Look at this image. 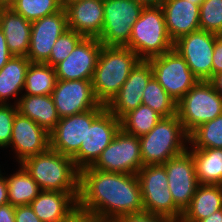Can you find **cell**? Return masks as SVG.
Returning a JSON list of instances; mask_svg holds the SVG:
<instances>
[{"instance_id":"6da1fadb","label":"cell","mask_w":222,"mask_h":222,"mask_svg":"<svg viewBox=\"0 0 222 222\" xmlns=\"http://www.w3.org/2000/svg\"><path fill=\"white\" fill-rule=\"evenodd\" d=\"M78 208L114 222L144 211L137 174L86 167L80 171Z\"/></svg>"},{"instance_id":"7a4b0ae2","label":"cell","mask_w":222,"mask_h":222,"mask_svg":"<svg viewBox=\"0 0 222 222\" xmlns=\"http://www.w3.org/2000/svg\"><path fill=\"white\" fill-rule=\"evenodd\" d=\"M140 60L128 47L103 45L91 80L96 99L107 105Z\"/></svg>"},{"instance_id":"3957f363","label":"cell","mask_w":222,"mask_h":222,"mask_svg":"<svg viewBox=\"0 0 222 222\" xmlns=\"http://www.w3.org/2000/svg\"><path fill=\"white\" fill-rule=\"evenodd\" d=\"M20 164L43 191L79 192L80 171L73 159L50 147Z\"/></svg>"},{"instance_id":"277c9868","label":"cell","mask_w":222,"mask_h":222,"mask_svg":"<svg viewBox=\"0 0 222 222\" xmlns=\"http://www.w3.org/2000/svg\"><path fill=\"white\" fill-rule=\"evenodd\" d=\"M143 166L164 164L174 156L184 152V141L188 134L183 129L178 115L162 117L147 134L139 137ZM187 140V141H186Z\"/></svg>"},{"instance_id":"5b68a950","label":"cell","mask_w":222,"mask_h":222,"mask_svg":"<svg viewBox=\"0 0 222 222\" xmlns=\"http://www.w3.org/2000/svg\"><path fill=\"white\" fill-rule=\"evenodd\" d=\"M135 52L141 60L162 55L174 49L165 23L161 6L144 7L132 27V33L126 46Z\"/></svg>"},{"instance_id":"8992f818","label":"cell","mask_w":222,"mask_h":222,"mask_svg":"<svg viewBox=\"0 0 222 222\" xmlns=\"http://www.w3.org/2000/svg\"><path fill=\"white\" fill-rule=\"evenodd\" d=\"M222 114V97L209 81L199 80L178 102L177 115L189 135Z\"/></svg>"},{"instance_id":"52a82bcc","label":"cell","mask_w":222,"mask_h":222,"mask_svg":"<svg viewBox=\"0 0 222 222\" xmlns=\"http://www.w3.org/2000/svg\"><path fill=\"white\" fill-rule=\"evenodd\" d=\"M137 177L145 212L181 220L183 212L173 201L163 164L145 165L137 172Z\"/></svg>"},{"instance_id":"ba28073f","label":"cell","mask_w":222,"mask_h":222,"mask_svg":"<svg viewBox=\"0 0 222 222\" xmlns=\"http://www.w3.org/2000/svg\"><path fill=\"white\" fill-rule=\"evenodd\" d=\"M103 29L97 39L105 46L126 47L144 6L136 0H103Z\"/></svg>"},{"instance_id":"9c48e42d","label":"cell","mask_w":222,"mask_h":222,"mask_svg":"<svg viewBox=\"0 0 222 222\" xmlns=\"http://www.w3.org/2000/svg\"><path fill=\"white\" fill-rule=\"evenodd\" d=\"M148 61L153 77L176 102L199 81L184 58L174 49Z\"/></svg>"},{"instance_id":"30bf717a","label":"cell","mask_w":222,"mask_h":222,"mask_svg":"<svg viewBox=\"0 0 222 222\" xmlns=\"http://www.w3.org/2000/svg\"><path fill=\"white\" fill-rule=\"evenodd\" d=\"M91 167L107 172L137 174L143 167L139 137L120 128Z\"/></svg>"},{"instance_id":"8fae6325","label":"cell","mask_w":222,"mask_h":222,"mask_svg":"<svg viewBox=\"0 0 222 222\" xmlns=\"http://www.w3.org/2000/svg\"><path fill=\"white\" fill-rule=\"evenodd\" d=\"M120 129V120L107 108L92 122L87 124L85 141L79 152L72 158L76 168L81 171L91 167L101 152L112 142Z\"/></svg>"},{"instance_id":"7c38bea8","label":"cell","mask_w":222,"mask_h":222,"mask_svg":"<svg viewBox=\"0 0 222 222\" xmlns=\"http://www.w3.org/2000/svg\"><path fill=\"white\" fill-rule=\"evenodd\" d=\"M216 37L215 33L199 29L174 42V50L184 58L192 73L199 80L208 81L212 77Z\"/></svg>"},{"instance_id":"4fadbf2b","label":"cell","mask_w":222,"mask_h":222,"mask_svg":"<svg viewBox=\"0 0 222 222\" xmlns=\"http://www.w3.org/2000/svg\"><path fill=\"white\" fill-rule=\"evenodd\" d=\"M105 109L106 105L100 104L95 109L61 118L49 134L50 148L73 158L85 141L87 124H92Z\"/></svg>"},{"instance_id":"5bb4252c","label":"cell","mask_w":222,"mask_h":222,"mask_svg":"<svg viewBox=\"0 0 222 222\" xmlns=\"http://www.w3.org/2000/svg\"><path fill=\"white\" fill-rule=\"evenodd\" d=\"M163 165L167 172L168 188L173 201L184 212L199 186L192 153L186 149Z\"/></svg>"},{"instance_id":"9a60e30c","label":"cell","mask_w":222,"mask_h":222,"mask_svg":"<svg viewBox=\"0 0 222 222\" xmlns=\"http://www.w3.org/2000/svg\"><path fill=\"white\" fill-rule=\"evenodd\" d=\"M58 116L61 118L97 108L91 80H57L51 93Z\"/></svg>"},{"instance_id":"2e32d148","label":"cell","mask_w":222,"mask_h":222,"mask_svg":"<svg viewBox=\"0 0 222 222\" xmlns=\"http://www.w3.org/2000/svg\"><path fill=\"white\" fill-rule=\"evenodd\" d=\"M68 30L64 7L51 15L31 22V37L27 58L31 63H46L57 39Z\"/></svg>"},{"instance_id":"e0dca14e","label":"cell","mask_w":222,"mask_h":222,"mask_svg":"<svg viewBox=\"0 0 222 222\" xmlns=\"http://www.w3.org/2000/svg\"><path fill=\"white\" fill-rule=\"evenodd\" d=\"M102 43L95 37H84L70 55L54 66L57 79L92 80Z\"/></svg>"},{"instance_id":"ac0fdd59","label":"cell","mask_w":222,"mask_h":222,"mask_svg":"<svg viewBox=\"0 0 222 222\" xmlns=\"http://www.w3.org/2000/svg\"><path fill=\"white\" fill-rule=\"evenodd\" d=\"M153 77L148 60H140L131 70L129 77L106 108L119 120L142 104L143 90Z\"/></svg>"},{"instance_id":"d6986e66","label":"cell","mask_w":222,"mask_h":222,"mask_svg":"<svg viewBox=\"0 0 222 222\" xmlns=\"http://www.w3.org/2000/svg\"><path fill=\"white\" fill-rule=\"evenodd\" d=\"M10 145L17 152L18 162L22 163L26 158L43 153L50 147L49 133L18 112L13 121Z\"/></svg>"},{"instance_id":"ffe728a7","label":"cell","mask_w":222,"mask_h":222,"mask_svg":"<svg viewBox=\"0 0 222 222\" xmlns=\"http://www.w3.org/2000/svg\"><path fill=\"white\" fill-rule=\"evenodd\" d=\"M67 14L68 29L84 37L97 38L103 29V0H83L67 3L64 6Z\"/></svg>"},{"instance_id":"44dd1931","label":"cell","mask_w":222,"mask_h":222,"mask_svg":"<svg viewBox=\"0 0 222 222\" xmlns=\"http://www.w3.org/2000/svg\"><path fill=\"white\" fill-rule=\"evenodd\" d=\"M79 192L41 191L30 203L42 222H65L78 207Z\"/></svg>"},{"instance_id":"7402d4cb","label":"cell","mask_w":222,"mask_h":222,"mask_svg":"<svg viewBox=\"0 0 222 222\" xmlns=\"http://www.w3.org/2000/svg\"><path fill=\"white\" fill-rule=\"evenodd\" d=\"M161 7L168 35L173 42L200 29V6L186 0H165Z\"/></svg>"},{"instance_id":"603a6c76","label":"cell","mask_w":222,"mask_h":222,"mask_svg":"<svg viewBox=\"0 0 222 222\" xmlns=\"http://www.w3.org/2000/svg\"><path fill=\"white\" fill-rule=\"evenodd\" d=\"M0 29L12 55L27 57L31 37V22L12 8L0 9Z\"/></svg>"},{"instance_id":"cb8c5ba5","label":"cell","mask_w":222,"mask_h":222,"mask_svg":"<svg viewBox=\"0 0 222 222\" xmlns=\"http://www.w3.org/2000/svg\"><path fill=\"white\" fill-rule=\"evenodd\" d=\"M17 101L18 112L30 118L49 134L60 120L51 95H22Z\"/></svg>"},{"instance_id":"d4e9b609","label":"cell","mask_w":222,"mask_h":222,"mask_svg":"<svg viewBox=\"0 0 222 222\" xmlns=\"http://www.w3.org/2000/svg\"><path fill=\"white\" fill-rule=\"evenodd\" d=\"M222 209V185L199 184L180 222H199Z\"/></svg>"},{"instance_id":"484cf974","label":"cell","mask_w":222,"mask_h":222,"mask_svg":"<svg viewBox=\"0 0 222 222\" xmlns=\"http://www.w3.org/2000/svg\"><path fill=\"white\" fill-rule=\"evenodd\" d=\"M199 184L222 185V149L190 150Z\"/></svg>"},{"instance_id":"4316f807","label":"cell","mask_w":222,"mask_h":222,"mask_svg":"<svg viewBox=\"0 0 222 222\" xmlns=\"http://www.w3.org/2000/svg\"><path fill=\"white\" fill-rule=\"evenodd\" d=\"M30 63L26 56H13L0 69V103L6 104L9 97H16L18 92L24 90Z\"/></svg>"},{"instance_id":"83f0119b","label":"cell","mask_w":222,"mask_h":222,"mask_svg":"<svg viewBox=\"0 0 222 222\" xmlns=\"http://www.w3.org/2000/svg\"><path fill=\"white\" fill-rule=\"evenodd\" d=\"M20 167L18 172L6 177L9 203L14 206L30 205L42 191L22 164Z\"/></svg>"},{"instance_id":"f1b7e54d","label":"cell","mask_w":222,"mask_h":222,"mask_svg":"<svg viewBox=\"0 0 222 222\" xmlns=\"http://www.w3.org/2000/svg\"><path fill=\"white\" fill-rule=\"evenodd\" d=\"M57 80L54 67L45 63H30L25 77V95H51Z\"/></svg>"},{"instance_id":"f546056e","label":"cell","mask_w":222,"mask_h":222,"mask_svg":"<svg viewBox=\"0 0 222 222\" xmlns=\"http://www.w3.org/2000/svg\"><path fill=\"white\" fill-rule=\"evenodd\" d=\"M161 118L152 108L141 104L120 119V128L128 134L140 137L149 133Z\"/></svg>"},{"instance_id":"4dcf8cb0","label":"cell","mask_w":222,"mask_h":222,"mask_svg":"<svg viewBox=\"0 0 222 222\" xmlns=\"http://www.w3.org/2000/svg\"><path fill=\"white\" fill-rule=\"evenodd\" d=\"M142 104L149 106L162 117H171L177 114V102L152 77L143 90Z\"/></svg>"},{"instance_id":"1f68e13d","label":"cell","mask_w":222,"mask_h":222,"mask_svg":"<svg viewBox=\"0 0 222 222\" xmlns=\"http://www.w3.org/2000/svg\"><path fill=\"white\" fill-rule=\"evenodd\" d=\"M188 142L194 148L222 149V114L215 119L205 122L194 129L189 135Z\"/></svg>"},{"instance_id":"d6a6232c","label":"cell","mask_w":222,"mask_h":222,"mask_svg":"<svg viewBox=\"0 0 222 222\" xmlns=\"http://www.w3.org/2000/svg\"><path fill=\"white\" fill-rule=\"evenodd\" d=\"M63 8L61 0H16L12 9L33 22L54 14Z\"/></svg>"},{"instance_id":"836d02e7","label":"cell","mask_w":222,"mask_h":222,"mask_svg":"<svg viewBox=\"0 0 222 222\" xmlns=\"http://www.w3.org/2000/svg\"><path fill=\"white\" fill-rule=\"evenodd\" d=\"M83 38V35L76 33L74 30H66L55 42L50 58L45 64L54 67L64 61Z\"/></svg>"},{"instance_id":"e575fe53","label":"cell","mask_w":222,"mask_h":222,"mask_svg":"<svg viewBox=\"0 0 222 222\" xmlns=\"http://www.w3.org/2000/svg\"><path fill=\"white\" fill-rule=\"evenodd\" d=\"M222 28V0H204L200 6V29L217 34Z\"/></svg>"},{"instance_id":"d590c367","label":"cell","mask_w":222,"mask_h":222,"mask_svg":"<svg viewBox=\"0 0 222 222\" xmlns=\"http://www.w3.org/2000/svg\"><path fill=\"white\" fill-rule=\"evenodd\" d=\"M18 113L17 105L0 103V147L10 145L13 121Z\"/></svg>"},{"instance_id":"8d00e7d4","label":"cell","mask_w":222,"mask_h":222,"mask_svg":"<svg viewBox=\"0 0 222 222\" xmlns=\"http://www.w3.org/2000/svg\"><path fill=\"white\" fill-rule=\"evenodd\" d=\"M114 222H180V220L143 211L121 216Z\"/></svg>"},{"instance_id":"74e56055","label":"cell","mask_w":222,"mask_h":222,"mask_svg":"<svg viewBox=\"0 0 222 222\" xmlns=\"http://www.w3.org/2000/svg\"><path fill=\"white\" fill-rule=\"evenodd\" d=\"M15 222H42L30 205L15 206Z\"/></svg>"},{"instance_id":"f35d334b","label":"cell","mask_w":222,"mask_h":222,"mask_svg":"<svg viewBox=\"0 0 222 222\" xmlns=\"http://www.w3.org/2000/svg\"><path fill=\"white\" fill-rule=\"evenodd\" d=\"M65 222H108V221L102 219L96 214L80 210L77 207V209L67 218Z\"/></svg>"},{"instance_id":"ab89813d","label":"cell","mask_w":222,"mask_h":222,"mask_svg":"<svg viewBox=\"0 0 222 222\" xmlns=\"http://www.w3.org/2000/svg\"><path fill=\"white\" fill-rule=\"evenodd\" d=\"M219 72H222V40L216 37L212 60V76Z\"/></svg>"},{"instance_id":"60d3db41","label":"cell","mask_w":222,"mask_h":222,"mask_svg":"<svg viewBox=\"0 0 222 222\" xmlns=\"http://www.w3.org/2000/svg\"><path fill=\"white\" fill-rule=\"evenodd\" d=\"M13 57L7 47L6 38L0 29V69Z\"/></svg>"},{"instance_id":"b9f144b4","label":"cell","mask_w":222,"mask_h":222,"mask_svg":"<svg viewBox=\"0 0 222 222\" xmlns=\"http://www.w3.org/2000/svg\"><path fill=\"white\" fill-rule=\"evenodd\" d=\"M0 222H15V206L7 203L0 206Z\"/></svg>"},{"instance_id":"7bdbcfd3","label":"cell","mask_w":222,"mask_h":222,"mask_svg":"<svg viewBox=\"0 0 222 222\" xmlns=\"http://www.w3.org/2000/svg\"><path fill=\"white\" fill-rule=\"evenodd\" d=\"M9 203L8 184L3 175L0 177V206Z\"/></svg>"},{"instance_id":"ee69618b","label":"cell","mask_w":222,"mask_h":222,"mask_svg":"<svg viewBox=\"0 0 222 222\" xmlns=\"http://www.w3.org/2000/svg\"><path fill=\"white\" fill-rule=\"evenodd\" d=\"M208 81L212 84L216 92L222 97V72L213 75Z\"/></svg>"},{"instance_id":"f6af8a7d","label":"cell","mask_w":222,"mask_h":222,"mask_svg":"<svg viewBox=\"0 0 222 222\" xmlns=\"http://www.w3.org/2000/svg\"><path fill=\"white\" fill-rule=\"evenodd\" d=\"M199 222H222V209L212 213L209 217L204 218Z\"/></svg>"},{"instance_id":"bcb514c9","label":"cell","mask_w":222,"mask_h":222,"mask_svg":"<svg viewBox=\"0 0 222 222\" xmlns=\"http://www.w3.org/2000/svg\"><path fill=\"white\" fill-rule=\"evenodd\" d=\"M136 1L142 4L144 7H151V6H161L165 0H136Z\"/></svg>"},{"instance_id":"7dc6e473","label":"cell","mask_w":222,"mask_h":222,"mask_svg":"<svg viewBox=\"0 0 222 222\" xmlns=\"http://www.w3.org/2000/svg\"><path fill=\"white\" fill-rule=\"evenodd\" d=\"M16 0H0V9L12 8Z\"/></svg>"},{"instance_id":"c3c4849f","label":"cell","mask_w":222,"mask_h":222,"mask_svg":"<svg viewBox=\"0 0 222 222\" xmlns=\"http://www.w3.org/2000/svg\"><path fill=\"white\" fill-rule=\"evenodd\" d=\"M186 1H188V2H190V3H192V4H194V5L201 6V4H202V2H203L204 0H186Z\"/></svg>"},{"instance_id":"681fc988","label":"cell","mask_w":222,"mask_h":222,"mask_svg":"<svg viewBox=\"0 0 222 222\" xmlns=\"http://www.w3.org/2000/svg\"><path fill=\"white\" fill-rule=\"evenodd\" d=\"M61 1H62V5L64 7L67 3H71V2H75V1H83V0H61Z\"/></svg>"},{"instance_id":"f907efd6","label":"cell","mask_w":222,"mask_h":222,"mask_svg":"<svg viewBox=\"0 0 222 222\" xmlns=\"http://www.w3.org/2000/svg\"><path fill=\"white\" fill-rule=\"evenodd\" d=\"M216 35L218 39L222 40V28L218 31Z\"/></svg>"}]
</instances>
